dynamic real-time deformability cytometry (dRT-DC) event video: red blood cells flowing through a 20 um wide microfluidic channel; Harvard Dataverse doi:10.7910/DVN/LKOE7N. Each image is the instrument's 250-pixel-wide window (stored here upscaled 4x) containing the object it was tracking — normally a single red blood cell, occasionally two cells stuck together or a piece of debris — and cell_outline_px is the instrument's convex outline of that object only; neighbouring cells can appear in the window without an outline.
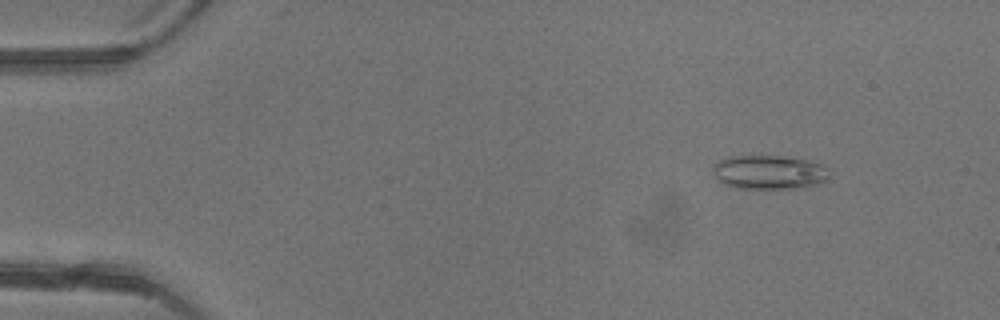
{"species": "common noctule bat (a hibernating species)", "species_latin": "Nyctalus noctula", "temperature_condition": "warm", "stored_images_in_passage": 47, "camera_frame_rate_fps": 3000, "um_per_image_px": 0.085, "animal": {"sex": "female"}, "frame": {"image": 1, "passage_image": 6, "time_ms": 1.667, "image_size_px": [1000, 320], "cell_outline_px": [[828, 180], [804, 188], [736, 188], [724, 184], [716, 176], [716, 164], [720, 160], [728, 156], [780, 156], [808, 160], [820, 164], [828, 168]], "centroid_in_image_um": [65.44, 14.64], "position_along_channel_um": 19.6, "area_um2": 22.77}}
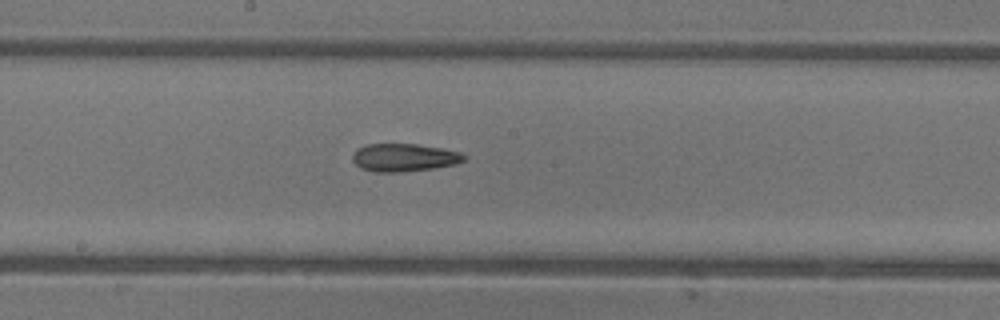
{"frame": {"image": 2, "passage_image": 26, "time_ms": 8.333, "image_size_px": [1000, 320], "cell_outline_px": [[464, 160], [456, 164], [432, 168], [400, 172], [376, 172], [360, 168], [352, 160], [352, 156], [356, 148], [368, 144], [416, 144], [440, 148], [460, 152], [464, 156]], "centroid_in_image_um": [34.29, 13.39], "position_along_channel_um": 213.9, "area_um2": 17.98}}
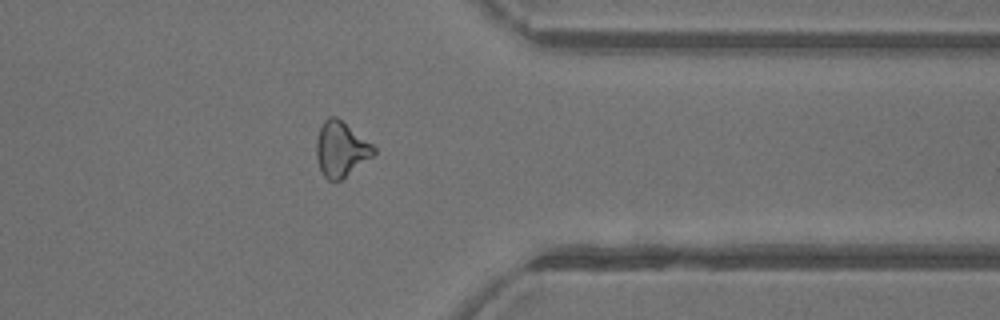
{"frame": {"image": 3, "passage_image": 38, "time_ms": 12.333, "image_size_px": [1000, 320], "cell_outline_px": [[376, 152], [372, 156], [340, 180], [328, 180], [324, 176], [320, 168], [316, 156], [316, 140], [320, 128], [324, 120], [328, 116], [336, 116], [372, 144], [376, 148]], "centroid_in_image_um": [28.96, 12.66], "position_along_channel_um": 382.4, "area_um2": 18.09}, "authors_computed_cell_mechanics": {"area_um2": 18.6694, "velocity_mm_per_s": 4.4442, "shape_relaxation_time_tau1_ms": 7.1039, "shape_relaxation_time_tau2_ms": 5.2681, "deformation_change_tau1": 0.1717, "deformation_change_tau2": 0.1698}}